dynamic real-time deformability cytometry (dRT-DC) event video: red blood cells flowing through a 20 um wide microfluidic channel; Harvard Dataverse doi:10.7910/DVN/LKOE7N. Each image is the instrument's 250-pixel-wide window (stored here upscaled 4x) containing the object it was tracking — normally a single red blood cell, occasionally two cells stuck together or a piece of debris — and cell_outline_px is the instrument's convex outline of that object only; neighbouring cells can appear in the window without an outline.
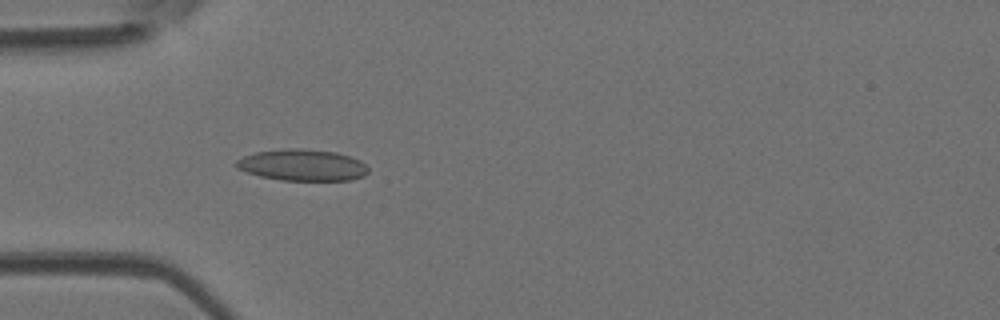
{"species": "Egyptian fruit bat (a non-hibernating species)", "species_latin": "Rousettus aegyptiacus", "temperature_condition": "room temperature", "stored_images_in_passage": 50, "camera_frame_rate_fps": 3000, "um_per_image_px": 0.085, "animal": {"sex": "female"}, "frame": {"image": 1, "passage_image": 15, "time_ms": 4.667, "image_size_px": [1000, 320], "cell_outline_px": [[368, 172], [364, 176], [352, 180], [280, 180], [260, 176], [236, 168], [236, 160], [244, 156], [256, 152], [288, 148], [300, 148], [336, 152], [360, 160], [368, 168]], "centroid_in_image_um": [25.71, 14.03], "position_along_channel_um": 59.3, "area_um2": 24.1}}
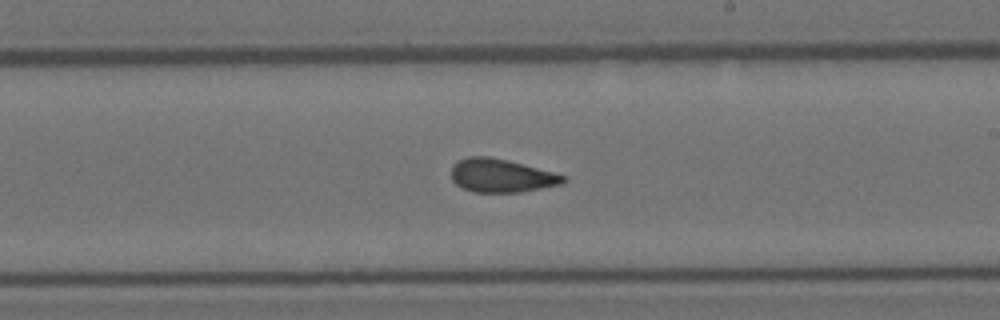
{"frame": {"image": 2, "passage_image": 29, "time_ms": 9.333, "image_size_px": [1000, 320], "cell_outline_px": [[568, 180], [560, 184], [520, 192], [476, 192], [464, 188], [456, 184], [452, 180], [452, 164], [468, 156], [488, 156], [508, 160], [568, 176]], "centroid_in_image_um": [42.62, 14.92], "position_along_channel_um": 246.4, "area_um2": 21.68}}
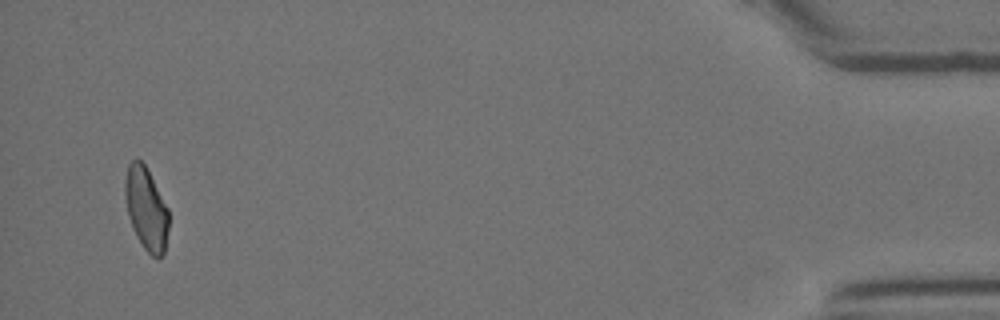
{"frame": {"image": 3, "passage_image": 48, "time_ms": 15.667, "image_size_px": [1000, 320], "cell_outline_px": [[168, 228], [164, 252], [156, 260], [144, 248], [136, 236], [132, 228], [128, 216], [124, 192], [124, 180], [128, 164], [132, 160], [140, 160], [144, 164], [168, 208]], "centroid_in_image_um": [12.4, 17.75], "position_along_channel_um": 422.8, "area_um2": 20.92}, "authors_computed_cell_mechanics": {"area_um2": 22.3397, "velocity_mm_per_s": 4.0724, "shape_relaxation_time_tau1_ms": null, "shape_relaxation_time_tau2_ms": 2.4483, "deformation_change_tau1": null, "deformation_change_tau2": 0.09}}